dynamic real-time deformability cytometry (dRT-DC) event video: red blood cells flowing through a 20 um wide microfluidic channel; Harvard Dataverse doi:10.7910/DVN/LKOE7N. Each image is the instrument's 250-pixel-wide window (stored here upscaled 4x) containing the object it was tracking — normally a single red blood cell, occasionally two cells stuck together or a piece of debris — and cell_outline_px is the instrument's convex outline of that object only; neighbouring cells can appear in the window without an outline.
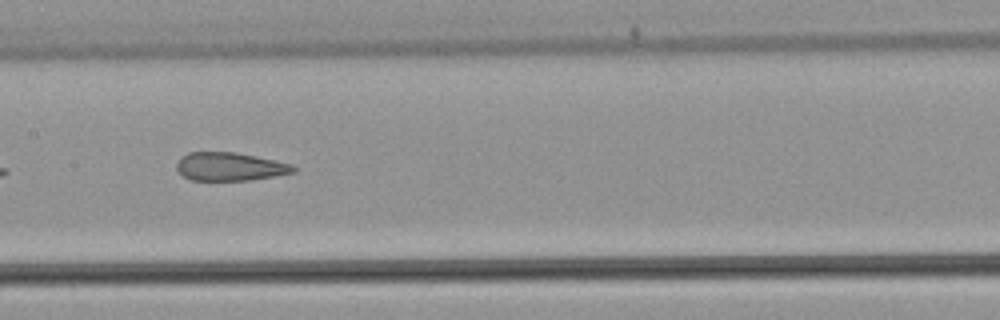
{"species": "common noctule bat (a hibernating species)", "species_latin": "Nyctalus noctula", "temperature_condition": "warm", "stored_images_in_passage": 36, "camera_frame_rate_fps": 3000, "um_per_image_px": 0.085, "animal": {"sex": "male", "body_mass_g": 21.5, "forearm_length_mm": 52.0}, "frame": {"image": 1, "passage_image": 11, "time_ms": 3.333, "image_size_px": [1000, 320], "cell_outline_px": [[296, 172], [252, 180], [192, 180], [184, 176], [176, 168], [176, 164], [180, 156], [188, 152], [236, 152], [256, 156], [292, 164], [296, 168]], "centroid_in_image_um": [19.54, 14.15], "position_along_channel_um": 187.9, "area_um2": 19.31}, "authors_computed_cell_mechanics": {"area_um2": 20.9814, "velocity_mm_per_s": 3.9278, "shape_relaxation_time_tau1_ms": null, "shape_relaxation_time_tau2_ms": 1.8069, "deformation_change_tau1": null, "deformation_change_tau2": 0.1059}}